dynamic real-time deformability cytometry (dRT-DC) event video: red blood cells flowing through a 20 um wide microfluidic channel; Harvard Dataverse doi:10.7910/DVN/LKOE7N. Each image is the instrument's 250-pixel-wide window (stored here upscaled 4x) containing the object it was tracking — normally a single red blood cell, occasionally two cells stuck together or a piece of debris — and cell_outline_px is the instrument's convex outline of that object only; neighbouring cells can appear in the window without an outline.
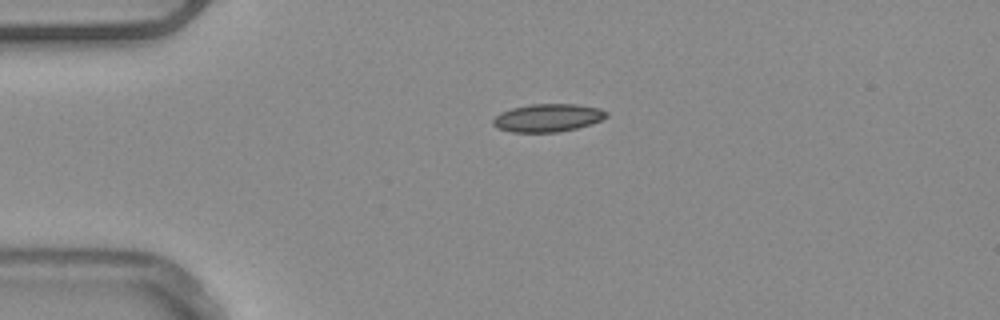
{"species": "common noctule bat (a hibernating species)", "species_latin": "Nyctalus noctula", "temperature_condition": "warm", "stored_images_in_passage": 41, "camera_frame_rate_fps": 3000, "um_per_image_px": 0.085, "animal": {"sex": "male", "body_mass_g": 20.4}, "frame": {"image": 1, "passage_image": 1, "time_ms": 0.0, "image_size_px": [1000, 320], "cell_outline_px": [[608, 116], [592, 124], [576, 128], [556, 132], [512, 132], [500, 128], [492, 124], [492, 120], [500, 112], [512, 108], [532, 104], [576, 104], [600, 108], [608, 112]], "centroid_in_image_um": [46.58, 10.01], "position_along_channel_um": 38.4, "area_um2": 18.38}}
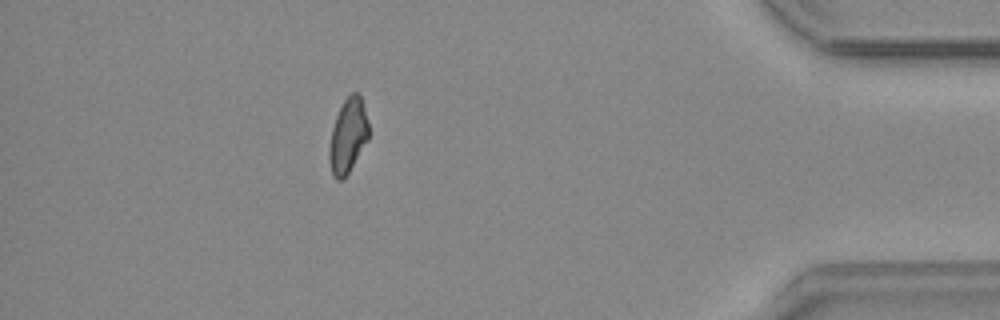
{"frame": {"image": 2, "passage_image": 35, "time_ms": 11.333, "image_size_px": [1000, 320], "cell_outline_px": [[368, 140], [344, 180], [336, 180], [332, 176], [328, 160], [328, 152], [332, 128], [336, 116], [344, 100], [352, 92], [356, 92], [360, 96], [368, 120]], "centroid_in_image_um": [29.56, 11.59], "position_along_channel_um": 405.6, "area_um2": 17.17}, "authors_computed_cell_mechanics": {"area_um2": 17.629, "velocity_mm_per_s": 3.9384, "shape_relaxation_time_tau1_ms": null, "shape_relaxation_time_tau2_ms": 4.562, "deformation_change_tau1": null, "deformation_change_tau2": 0.1015}}